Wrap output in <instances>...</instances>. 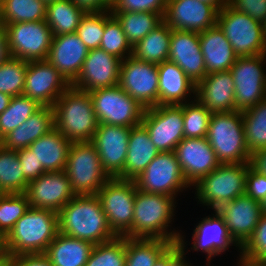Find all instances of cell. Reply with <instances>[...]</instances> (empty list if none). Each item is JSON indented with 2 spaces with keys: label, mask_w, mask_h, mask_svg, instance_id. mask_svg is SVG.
Listing matches in <instances>:
<instances>
[{
  "label": "cell",
  "mask_w": 266,
  "mask_h": 266,
  "mask_svg": "<svg viewBox=\"0 0 266 266\" xmlns=\"http://www.w3.org/2000/svg\"><path fill=\"white\" fill-rule=\"evenodd\" d=\"M58 232L96 245L113 240L97 195H76L58 212Z\"/></svg>",
  "instance_id": "6da1fadb"
},
{
  "label": "cell",
  "mask_w": 266,
  "mask_h": 266,
  "mask_svg": "<svg viewBox=\"0 0 266 266\" xmlns=\"http://www.w3.org/2000/svg\"><path fill=\"white\" fill-rule=\"evenodd\" d=\"M175 200V197L169 195L137 190L134 199L132 229L125 237L179 242L182 233L175 229L169 230L171 227L169 224H172L175 216L177 203Z\"/></svg>",
  "instance_id": "7a4b0ae2"
},
{
  "label": "cell",
  "mask_w": 266,
  "mask_h": 266,
  "mask_svg": "<svg viewBox=\"0 0 266 266\" xmlns=\"http://www.w3.org/2000/svg\"><path fill=\"white\" fill-rule=\"evenodd\" d=\"M57 234V212L29 207L3 238V252L8 257L45 253Z\"/></svg>",
  "instance_id": "3957f363"
},
{
  "label": "cell",
  "mask_w": 266,
  "mask_h": 266,
  "mask_svg": "<svg viewBox=\"0 0 266 266\" xmlns=\"http://www.w3.org/2000/svg\"><path fill=\"white\" fill-rule=\"evenodd\" d=\"M52 107L55 128L69 141L92 140L99 123L88 91L70 85Z\"/></svg>",
  "instance_id": "277c9868"
},
{
  "label": "cell",
  "mask_w": 266,
  "mask_h": 266,
  "mask_svg": "<svg viewBox=\"0 0 266 266\" xmlns=\"http://www.w3.org/2000/svg\"><path fill=\"white\" fill-rule=\"evenodd\" d=\"M206 139L221 164L249 163L241 111L212 113Z\"/></svg>",
  "instance_id": "5b68a950"
},
{
  "label": "cell",
  "mask_w": 266,
  "mask_h": 266,
  "mask_svg": "<svg viewBox=\"0 0 266 266\" xmlns=\"http://www.w3.org/2000/svg\"><path fill=\"white\" fill-rule=\"evenodd\" d=\"M247 172L248 163L220 164L193 185L195 198L200 204L216 210L225 202L245 194Z\"/></svg>",
  "instance_id": "8992f818"
},
{
  "label": "cell",
  "mask_w": 266,
  "mask_h": 266,
  "mask_svg": "<svg viewBox=\"0 0 266 266\" xmlns=\"http://www.w3.org/2000/svg\"><path fill=\"white\" fill-rule=\"evenodd\" d=\"M64 171L75 195H96L110 178L91 141L71 143Z\"/></svg>",
  "instance_id": "52a82bcc"
},
{
  "label": "cell",
  "mask_w": 266,
  "mask_h": 266,
  "mask_svg": "<svg viewBox=\"0 0 266 266\" xmlns=\"http://www.w3.org/2000/svg\"><path fill=\"white\" fill-rule=\"evenodd\" d=\"M217 25L224 32L237 57L266 54L263 25L228 3L218 12Z\"/></svg>",
  "instance_id": "ba28073f"
},
{
  "label": "cell",
  "mask_w": 266,
  "mask_h": 266,
  "mask_svg": "<svg viewBox=\"0 0 266 266\" xmlns=\"http://www.w3.org/2000/svg\"><path fill=\"white\" fill-rule=\"evenodd\" d=\"M99 124L135 127L142 122L145 108L119 85L89 92Z\"/></svg>",
  "instance_id": "9c48e42d"
},
{
  "label": "cell",
  "mask_w": 266,
  "mask_h": 266,
  "mask_svg": "<svg viewBox=\"0 0 266 266\" xmlns=\"http://www.w3.org/2000/svg\"><path fill=\"white\" fill-rule=\"evenodd\" d=\"M137 190L134 180L115 177L109 178L96 194L108 224L117 236H125L132 229Z\"/></svg>",
  "instance_id": "30bf717a"
},
{
  "label": "cell",
  "mask_w": 266,
  "mask_h": 266,
  "mask_svg": "<svg viewBox=\"0 0 266 266\" xmlns=\"http://www.w3.org/2000/svg\"><path fill=\"white\" fill-rule=\"evenodd\" d=\"M138 190L146 193L175 197L183 190L191 188L185 180L174 151L160 152L134 179Z\"/></svg>",
  "instance_id": "8fae6325"
},
{
  "label": "cell",
  "mask_w": 266,
  "mask_h": 266,
  "mask_svg": "<svg viewBox=\"0 0 266 266\" xmlns=\"http://www.w3.org/2000/svg\"><path fill=\"white\" fill-rule=\"evenodd\" d=\"M266 54L237 57L230 72L235 83V109L244 111L266 99ZM264 64V65H263Z\"/></svg>",
  "instance_id": "7c38bea8"
},
{
  "label": "cell",
  "mask_w": 266,
  "mask_h": 266,
  "mask_svg": "<svg viewBox=\"0 0 266 266\" xmlns=\"http://www.w3.org/2000/svg\"><path fill=\"white\" fill-rule=\"evenodd\" d=\"M10 55L24 61L46 60L53 32L45 20L6 24Z\"/></svg>",
  "instance_id": "4fadbf2b"
},
{
  "label": "cell",
  "mask_w": 266,
  "mask_h": 266,
  "mask_svg": "<svg viewBox=\"0 0 266 266\" xmlns=\"http://www.w3.org/2000/svg\"><path fill=\"white\" fill-rule=\"evenodd\" d=\"M157 64L137 60L132 55L121 61L119 86L143 108L158 105Z\"/></svg>",
  "instance_id": "5bb4252c"
},
{
  "label": "cell",
  "mask_w": 266,
  "mask_h": 266,
  "mask_svg": "<svg viewBox=\"0 0 266 266\" xmlns=\"http://www.w3.org/2000/svg\"><path fill=\"white\" fill-rule=\"evenodd\" d=\"M141 124L159 152H172L184 138L183 104L145 109Z\"/></svg>",
  "instance_id": "9a60e30c"
},
{
  "label": "cell",
  "mask_w": 266,
  "mask_h": 266,
  "mask_svg": "<svg viewBox=\"0 0 266 266\" xmlns=\"http://www.w3.org/2000/svg\"><path fill=\"white\" fill-rule=\"evenodd\" d=\"M70 84L47 60L27 62L23 95L41 106L52 107Z\"/></svg>",
  "instance_id": "2e32d148"
},
{
  "label": "cell",
  "mask_w": 266,
  "mask_h": 266,
  "mask_svg": "<svg viewBox=\"0 0 266 266\" xmlns=\"http://www.w3.org/2000/svg\"><path fill=\"white\" fill-rule=\"evenodd\" d=\"M29 207L58 212L76 195L65 171L45 172L28 183L24 192Z\"/></svg>",
  "instance_id": "e0dca14e"
},
{
  "label": "cell",
  "mask_w": 266,
  "mask_h": 266,
  "mask_svg": "<svg viewBox=\"0 0 266 266\" xmlns=\"http://www.w3.org/2000/svg\"><path fill=\"white\" fill-rule=\"evenodd\" d=\"M130 130L129 127L98 124L91 140L97 149L103 170L110 178H119L123 174Z\"/></svg>",
  "instance_id": "ac0fdd59"
},
{
  "label": "cell",
  "mask_w": 266,
  "mask_h": 266,
  "mask_svg": "<svg viewBox=\"0 0 266 266\" xmlns=\"http://www.w3.org/2000/svg\"><path fill=\"white\" fill-rule=\"evenodd\" d=\"M218 10L198 0H168L163 21L172 30L203 32L217 25Z\"/></svg>",
  "instance_id": "d6986e66"
},
{
  "label": "cell",
  "mask_w": 266,
  "mask_h": 266,
  "mask_svg": "<svg viewBox=\"0 0 266 266\" xmlns=\"http://www.w3.org/2000/svg\"><path fill=\"white\" fill-rule=\"evenodd\" d=\"M216 211L226 223L240 253V248L250 238L262 215L261 204L244 194L220 205Z\"/></svg>",
  "instance_id": "ffe728a7"
},
{
  "label": "cell",
  "mask_w": 266,
  "mask_h": 266,
  "mask_svg": "<svg viewBox=\"0 0 266 266\" xmlns=\"http://www.w3.org/2000/svg\"><path fill=\"white\" fill-rule=\"evenodd\" d=\"M121 59L101 48L90 49L73 87L88 91L119 84Z\"/></svg>",
  "instance_id": "44dd1931"
},
{
  "label": "cell",
  "mask_w": 266,
  "mask_h": 266,
  "mask_svg": "<svg viewBox=\"0 0 266 266\" xmlns=\"http://www.w3.org/2000/svg\"><path fill=\"white\" fill-rule=\"evenodd\" d=\"M187 183L193 187L221 163L205 138H183L174 150Z\"/></svg>",
  "instance_id": "7402d4cb"
},
{
  "label": "cell",
  "mask_w": 266,
  "mask_h": 266,
  "mask_svg": "<svg viewBox=\"0 0 266 266\" xmlns=\"http://www.w3.org/2000/svg\"><path fill=\"white\" fill-rule=\"evenodd\" d=\"M168 61L177 64L197 84L207 75L199 33L172 30Z\"/></svg>",
  "instance_id": "603a6c76"
},
{
  "label": "cell",
  "mask_w": 266,
  "mask_h": 266,
  "mask_svg": "<svg viewBox=\"0 0 266 266\" xmlns=\"http://www.w3.org/2000/svg\"><path fill=\"white\" fill-rule=\"evenodd\" d=\"M88 48L76 33L53 36L46 60L71 85L80 74Z\"/></svg>",
  "instance_id": "cb8c5ba5"
},
{
  "label": "cell",
  "mask_w": 266,
  "mask_h": 266,
  "mask_svg": "<svg viewBox=\"0 0 266 266\" xmlns=\"http://www.w3.org/2000/svg\"><path fill=\"white\" fill-rule=\"evenodd\" d=\"M195 99L211 113L235 111V83L230 70L207 74L196 84Z\"/></svg>",
  "instance_id": "d4e9b609"
},
{
  "label": "cell",
  "mask_w": 266,
  "mask_h": 266,
  "mask_svg": "<svg viewBox=\"0 0 266 266\" xmlns=\"http://www.w3.org/2000/svg\"><path fill=\"white\" fill-rule=\"evenodd\" d=\"M212 216H206L196 224L192 233L193 251L206 253L207 264L210 265L211 259L230 249V246H238L229 235L226 223L222 217L214 210Z\"/></svg>",
  "instance_id": "484cf974"
},
{
  "label": "cell",
  "mask_w": 266,
  "mask_h": 266,
  "mask_svg": "<svg viewBox=\"0 0 266 266\" xmlns=\"http://www.w3.org/2000/svg\"><path fill=\"white\" fill-rule=\"evenodd\" d=\"M157 67L159 78L158 105H182L190 102L192 97L195 98L196 84L177 64L164 61ZM191 95L192 97H190Z\"/></svg>",
  "instance_id": "4316f807"
},
{
  "label": "cell",
  "mask_w": 266,
  "mask_h": 266,
  "mask_svg": "<svg viewBox=\"0 0 266 266\" xmlns=\"http://www.w3.org/2000/svg\"><path fill=\"white\" fill-rule=\"evenodd\" d=\"M199 41L207 74L228 71L236 62L233 47L218 25L200 32Z\"/></svg>",
  "instance_id": "83f0119b"
},
{
  "label": "cell",
  "mask_w": 266,
  "mask_h": 266,
  "mask_svg": "<svg viewBox=\"0 0 266 266\" xmlns=\"http://www.w3.org/2000/svg\"><path fill=\"white\" fill-rule=\"evenodd\" d=\"M55 128L53 107L41 106L26 121L12 130L0 143L7 149L20 150Z\"/></svg>",
  "instance_id": "f1b7e54d"
},
{
  "label": "cell",
  "mask_w": 266,
  "mask_h": 266,
  "mask_svg": "<svg viewBox=\"0 0 266 266\" xmlns=\"http://www.w3.org/2000/svg\"><path fill=\"white\" fill-rule=\"evenodd\" d=\"M159 153L142 124L131 127L123 174L119 178L134 180Z\"/></svg>",
  "instance_id": "f546056e"
},
{
  "label": "cell",
  "mask_w": 266,
  "mask_h": 266,
  "mask_svg": "<svg viewBox=\"0 0 266 266\" xmlns=\"http://www.w3.org/2000/svg\"><path fill=\"white\" fill-rule=\"evenodd\" d=\"M71 143L57 128H54L35 140L28 148L46 172H59L65 170Z\"/></svg>",
  "instance_id": "4dcf8cb0"
},
{
  "label": "cell",
  "mask_w": 266,
  "mask_h": 266,
  "mask_svg": "<svg viewBox=\"0 0 266 266\" xmlns=\"http://www.w3.org/2000/svg\"><path fill=\"white\" fill-rule=\"evenodd\" d=\"M94 244L59 233L45 254L53 266H85Z\"/></svg>",
  "instance_id": "1f68e13d"
},
{
  "label": "cell",
  "mask_w": 266,
  "mask_h": 266,
  "mask_svg": "<svg viewBox=\"0 0 266 266\" xmlns=\"http://www.w3.org/2000/svg\"><path fill=\"white\" fill-rule=\"evenodd\" d=\"M172 29L163 21L146 37L132 46V56L153 64L168 61Z\"/></svg>",
  "instance_id": "d6a6232c"
},
{
  "label": "cell",
  "mask_w": 266,
  "mask_h": 266,
  "mask_svg": "<svg viewBox=\"0 0 266 266\" xmlns=\"http://www.w3.org/2000/svg\"><path fill=\"white\" fill-rule=\"evenodd\" d=\"M85 13L72 0H56L47 3L45 21L53 36L75 33Z\"/></svg>",
  "instance_id": "836d02e7"
},
{
  "label": "cell",
  "mask_w": 266,
  "mask_h": 266,
  "mask_svg": "<svg viewBox=\"0 0 266 266\" xmlns=\"http://www.w3.org/2000/svg\"><path fill=\"white\" fill-rule=\"evenodd\" d=\"M121 24L128 42L134 46L163 22V16L155 12H111Z\"/></svg>",
  "instance_id": "e575fe53"
},
{
  "label": "cell",
  "mask_w": 266,
  "mask_h": 266,
  "mask_svg": "<svg viewBox=\"0 0 266 266\" xmlns=\"http://www.w3.org/2000/svg\"><path fill=\"white\" fill-rule=\"evenodd\" d=\"M172 244L162 239L126 237L125 266H153Z\"/></svg>",
  "instance_id": "d590c367"
},
{
  "label": "cell",
  "mask_w": 266,
  "mask_h": 266,
  "mask_svg": "<svg viewBox=\"0 0 266 266\" xmlns=\"http://www.w3.org/2000/svg\"><path fill=\"white\" fill-rule=\"evenodd\" d=\"M46 5L42 0H1L0 22L5 26L45 20Z\"/></svg>",
  "instance_id": "8d00e7d4"
},
{
  "label": "cell",
  "mask_w": 266,
  "mask_h": 266,
  "mask_svg": "<svg viewBox=\"0 0 266 266\" xmlns=\"http://www.w3.org/2000/svg\"><path fill=\"white\" fill-rule=\"evenodd\" d=\"M17 151L0 143V194L24 193L28 181L24 177Z\"/></svg>",
  "instance_id": "74e56055"
},
{
  "label": "cell",
  "mask_w": 266,
  "mask_h": 266,
  "mask_svg": "<svg viewBox=\"0 0 266 266\" xmlns=\"http://www.w3.org/2000/svg\"><path fill=\"white\" fill-rule=\"evenodd\" d=\"M247 148L253 152L266 147V99L242 111Z\"/></svg>",
  "instance_id": "f35d334b"
},
{
  "label": "cell",
  "mask_w": 266,
  "mask_h": 266,
  "mask_svg": "<svg viewBox=\"0 0 266 266\" xmlns=\"http://www.w3.org/2000/svg\"><path fill=\"white\" fill-rule=\"evenodd\" d=\"M40 107L35 100L23 94L12 97L8 108L0 114V141Z\"/></svg>",
  "instance_id": "ab89813d"
},
{
  "label": "cell",
  "mask_w": 266,
  "mask_h": 266,
  "mask_svg": "<svg viewBox=\"0 0 266 266\" xmlns=\"http://www.w3.org/2000/svg\"><path fill=\"white\" fill-rule=\"evenodd\" d=\"M99 48L121 60L132 55V46L123 32L121 24L112 15L111 10L105 11L104 34Z\"/></svg>",
  "instance_id": "60d3db41"
},
{
  "label": "cell",
  "mask_w": 266,
  "mask_h": 266,
  "mask_svg": "<svg viewBox=\"0 0 266 266\" xmlns=\"http://www.w3.org/2000/svg\"><path fill=\"white\" fill-rule=\"evenodd\" d=\"M125 263L126 237L117 236L94 245L85 266H125Z\"/></svg>",
  "instance_id": "b9f144b4"
},
{
  "label": "cell",
  "mask_w": 266,
  "mask_h": 266,
  "mask_svg": "<svg viewBox=\"0 0 266 266\" xmlns=\"http://www.w3.org/2000/svg\"><path fill=\"white\" fill-rule=\"evenodd\" d=\"M212 113L193 98L183 104L184 138H205Z\"/></svg>",
  "instance_id": "7bdbcfd3"
},
{
  "label": "cell",
  "mask_w": 266,
  "mask_h": 266,
  "mask_svg": "<svg viewBox=\"0 0 266 266\" xmlns=\"http://www.w3.org/2000/svg\"><path fill=\"white\" fill-rule=\"evenodd\" d=\"M27 61L10 57L0 65V92L15 97L22 95L25 87Z\"/></svg>",
  "instance_id": "ee69618b"
},
{
  "label": "cell",
  "mask_w": 266,
  "mask_h": 266,
  "mask_svg": "<svg viewBox=\"0 0 266 266\" xmlns=\"http://www.w3.org/2000/svg\"><path fill=\"white\" fill-rule=\"evenodd\" d=\"M239 261L266 266V214L262 213L252 235L240 248Z\"/></svg>",
  "instance_id": "f6af8a7d"
},
{
  "label": "cell",
  "mask_w": 266,
  "mask_h": 266,
  "mask_svg": "<svg viewBox=\"0 0 266 266\" xmlns=\"http://www.w3.org/2000/svg\"><path fill=\"white\" fill-rule=\"evenodd\" d=\"M29 209L24 193L0 194V235L4 238Z\"/></svg>",
  "instance_id": "bcb514c9"
},
{
  "label": "cell",
  "mask_w": 266,
  "mask_h": 266,
  "mask_svg": "<svg viewBox=\"0 0 266 266\" xmlns=\"http://www.w3.org/2000/svg\"><path fill=\"white\" fill-rule=\"evenodd\" d=\"M105 11L87 12L82 17L76 34L80 37L88 50L100 47L104 34Z\"/></svg>",
  "instance_id": "7dc6e473"
},
{
  "label": "cell",
  "mask_w": 266,
  "mask_h": 266,
  "mask_svg": "<svg viewBox=\"0 0 266 266\" xmlns=\"http://www.w3.org/2000/svg\"><path fill=\"white\" fill-rule=\"evenodd\" d=\"M168 0H117L111 12H155L164 16Z\"/></svg>",
  "instance_id": "c3c4849f"
},
{
  "label": "cell",
  "mask_w": 266,
  "mask_h": 266,
  "mask_svg": "<svg viewBox=\"0 0 266 266\" xmlns=\"http://www.w3.org/2000/svg\"><path fill=\"white\" fill-rule=\"evenodd\" d=\"M17 155L22 167V173L29 183L46 172L28 147L17 150Z\"/></svg>",
  "instance_id": "681fc988"
},
{
  "label": "cell",
  "mask_w": 266,
  "mask_h": 266,
  "mask_svg": "<svg viewBox=\"0 0 266 266\" xmlns=\"http://www.w3.org/2000/svg\"><path fill=\"white\" fill-rule=\"evenodd\" d=\"M228 4L234 10L244 12L260 23L266 19V0H228Z\"/></svg>",
  "instance_id": "f907efd6"
},
{
  "label": "cell",
  "mask_w": 266,
  "mask_h": 266,
  "mask_svg": "<svg viewBox=\"0 0 266 266\" xmlns=\"http://www.w3.org/2000/svg\"><path fill=\"white\" fill-rule=\"evenodd\" d=\"M245 194L261 203L266 197V176L254 171L248 163Z\"/></svg>",
  "instance_id": "816d5d0a"
},
{
  "label": "cell",
  "mask_w": 266,
  "mask_h": 266,
  "mask_svg": "<svg viewBox=\"0 0 266 266\" xmlns=\"http://www.w3.org/2000/svg\"><path fill=\"white\" fill-rule=\"evenodd\" d=\"M8 266H53L45 253L20 254L8 257Z\"/></svg>",
  "instance_id": "f5cc1de1"
},
{
  "label": "cell",
  "mask_w": 266,
  "mask_h": 266,
  "mask_svg": "<svg viewBox=\"0 0 266 266\" xmlns=\"http://www.w3.org/2000/svg\"><path fill=\"white\" fill-rule=\"evenodd\" d=\"M249 165L257 173L266 176V147L250 155Z\"/></svg>",
  "instance_id": "db71d44e"
},
{
  "label": "cell",
  "mask_w": 266,
  "mask_h": 266,
  "mask_svg": "<svg viewBox=\"0 0 266 266\" xmlns=\"http://www.w3.org/2000/svg\"><path fill=\"white\" fill-rule=\"evenodd\" d=\"M74 4L87 12H103L111 7L104 0H72Z\"/></svg>",
  "instance_id": "11a10c76"
},
{
  "label": "cell",
  "mask_w": 266,
  "mask_h": 266,
  "mask_svg": "<svg viewBox=\"0 0 266 266\" xmlns=\"http://www.w3.org/2000/svg\"><path fill=\"white\" fill-rule=\"evenodd\" d=\"M182 250L179 242L173 243L154 263L153 266H167L168 263Z\"/></svg>",
  "instance_id": "9f6ffc18"
},
{
  "label": "cell",
  "mask_w": 266,
  "mask_h": 266,
  "mask_svg": "<svg viewBox=\"0 0 266 266\" xmlns=\"http://www.w3.org/2000/svg\"><path fill=\"white\" fill-rule=\"evenodd\" d=\"M185 235L180 236L179 244L182 247V250L168 263L167 266H192L190 261H187L186 259V249L185 248L187 245L184 239ZM186 259V260H185Z\"/></svg>",
  "instance_id": "6f0895ef"
},
{
  "label": "cell",
  "mask_w": 266,
  "mask_h": 266,
  "mask_svg": "<svg viewBox=\"0 0 266 266\" xmlns=\"http://www.w3.org/2000/svg\"><path fill=\"white\" fill-rule=\"evenodd\" d=\"M11 57L5 26L0 22V65Z\"/></svg>",
  "instance_id": "680465c9"
},
{
  "label": "cell",
  "mask_w": 266,
  "mask_h": 266,
  "mask_svg": "<svg viewBox=\"0 0 266 266\" xmlns=\"http://www.w3.org/2000/svg\"><path fill=\"white\" fill-rule=\"evenodd\" d=\"M11 98L10 95L0 92V114L8 108Z\"/></svg>",
  "instance_id": "91938a15"
},
{
  "label": "cell",
  "mask_w": 266,
  "mask_h": 266,
  "mask_svg": "<svg viewBox=\"0 0 266 266\" xmlns=\"http://www.w3.org/2000/svg\"><path fill=\"white\" fill-rule=\"evenodd\" d=\"M198 1L212 5L218 11H220L228 3V0H198Z\"/></svg>",
  "instance_id": "94428289"
},
{
  "label": "cell",
  "mask_w": 266,
  "mask_h": 266,
  "mask_svg": "<svg viewBox=\"0 0 266 266\" xmlns=\"http://www.w3.org/2000/svg\"><path fill=\"white\" fill-rule=\"evenodd\" d=\"M0 266H8V256L3 251L0 252Z\"/></svg>",
  "instance_id": "6125c7cd"
},
{
  "label": "cell",
  "mask_w": 266,
  "mask_h": 266,
  "mask_svg": "<svg viewBox=\"0 0 266 266\" xmlns=\"http://www.w3.org/2000/svg\"><path fill=\"white\" fill-rule=\"evenodd\" d=\"M260 204H261L262 213L266 214V197Z\"/></svg>",
  "instance_id": "be15d7a7"
},
{
  "label": "cell",
  "mask_w": 266,
  "mask_h": 266,
  "mask_svg": "<svg viewBox=\"0 0 266 266\" xmlns=\"http://www.w3.org/2000/svg\"><path fill=\"white\" fill-rule=\"evenodd\" d=\"M262 25H263L264 38H265V43H266V19L264 20V22L262 23Z\"/></svg>",
  "instance_id": "e7e4bbea"
},
{
  "label": "cell",
  "mask_w": 266,
  "mask_h": 266,
  "mask_svg": "<svg viewBox=\"0 0 266 266\" xmlns=\"http://www.w3.org/2000/svg\"><path fill=\"white\" fill-rule=\"evenodd\" d=\"M110 7L114 5L117 0H104Z\"/></svg>",
  "instance_id": "03108f58"
},
{
  "label": "cell",
  "mask_w": 266,
  "mask_h": 266,
  "mask_svg": "<svg viewBox=\"0 0 266 266\" xmlns=\"http://www.w3.org/2000/svg\"><path fill=\"white\" fill-rule=\"evenodd\" d=\"M237 265H238V266H254V265L246 264V263H244V262H242V261H239V262L237 263Z\"/></svg>",
  "instance_id": "003e7915"
},
{
  "label": "cell",
  "mask_w": 266,
  "mask_h": 266,
  "mask_svg": "<svg viewBox=\"0 0 266 266\" xmlns=\"http://www.w3.org/2000/svg\"><path fill=\"white\" fill-rule=\"evenodd\" d=\"M3 251V238L0 235V252Z\"/></svg>",
  "instance_id": "a7ac6f4b"
},
{
  "label": "cell",
  "mask_w": 266,
  "mask_h": 266,
  "mask_svg": "<svg viewBox=\"0 0 266 266\" xmlns=\"http://www.w3.org/2000/svg\"><path fill=\"white\" fill-rule=\"evenodd\" d=\"M42 1H44L47 4V3H50V2H53V1H56V0H42Z\"/></svg>",
  "instance_id": "89a4df30"
}]
</instances>
